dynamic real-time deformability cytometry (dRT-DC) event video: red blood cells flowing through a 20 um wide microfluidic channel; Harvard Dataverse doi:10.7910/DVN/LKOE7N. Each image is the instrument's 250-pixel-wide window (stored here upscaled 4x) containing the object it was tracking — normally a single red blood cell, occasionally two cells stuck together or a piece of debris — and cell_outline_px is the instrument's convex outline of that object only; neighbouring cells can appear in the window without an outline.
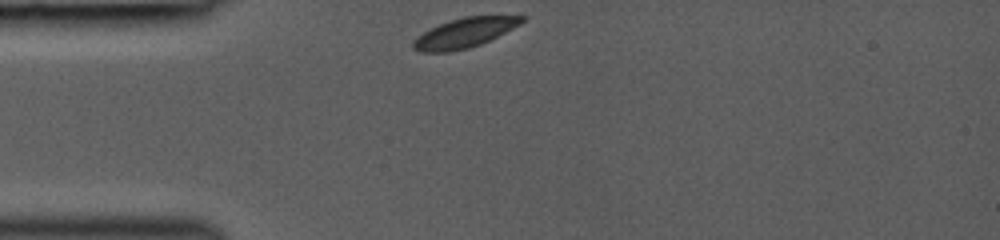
{"species": "common noctule bat (a hibernating species)", "species_latin": "Nyctalus noctula", "temperature_condition": "room temperature", "stored_images_in_passage": 1, "camera_frame_rate_fps": 3000, "um_per_image_px": 0.085, "animal": {"sex": "female", "body_mass_g": 19.0, "forearm_length_mm": 53.3}, "frame": {"image": 1, "passage_image": 1, "time_ms": 0.0, "image_size_px": [1000, 240], "cell_outline_px": [[528, 16], [520, 24], [480, 44], [468, 48], [448, 52], [420, 52], [412, 48], [412, 40], [424, 32], [440, 24], [464, 16]], "centroid_in_image_um": [39.45, 2.8], "position_along_channel_um": 45.6, "area_um2": 18.38}}